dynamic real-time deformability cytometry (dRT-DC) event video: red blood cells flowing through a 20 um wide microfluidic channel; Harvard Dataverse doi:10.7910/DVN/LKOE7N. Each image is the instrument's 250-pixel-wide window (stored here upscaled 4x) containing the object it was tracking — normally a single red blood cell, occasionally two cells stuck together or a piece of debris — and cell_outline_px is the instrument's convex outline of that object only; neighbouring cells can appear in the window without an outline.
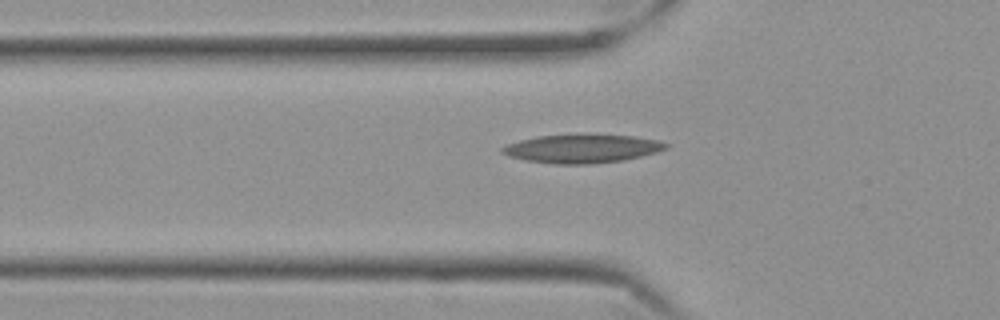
{"species": "Egyptian fruit bat (a non-hibernating species)", "species_latin": "Rousettus aegyptiacus", "temperature_condition": "cold", "stored_images_in_passage": 39, "camera_frame_rate_fps": 3000, "um_per_image_px": 0.085, "frame": {"image": 1, "passage_image": 4, "time_ms": 1.0, "image_size_px": [1000, 320], "cell_outline_px": [[668, 148], [656, 152], [624, 160], [588, 164], [556, 164], [528, 160], [508, 156], [500, 152], [500, 148], [508, 144], [520, 140], [536, 136], [632, 136], [660, 140], [668, 144]], "centroid_in_image_um": [49.47, 12.65], "position_along_channel_um": 76.3, "area_um2": 26.47}}
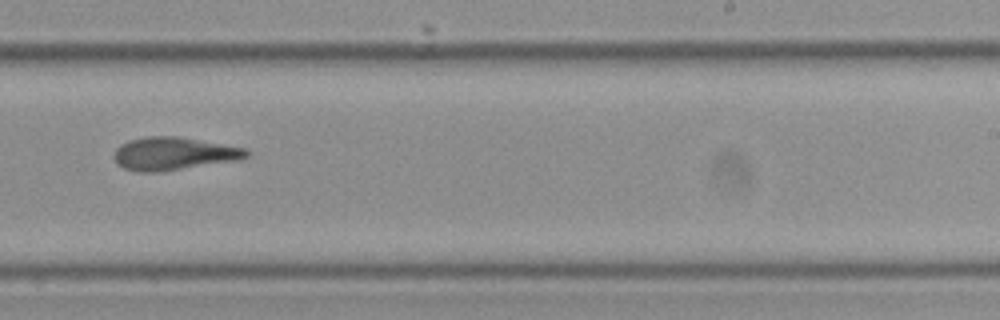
{"frame": {"image": 2, "passage_image": 21, "time_ms": 6.667, "image_size_px": [1000, 320], "cell_outline_px": [[248, 156], [240, 160], [160, 172], [140, 172], [124, 168], [116, 164], [112, 156], [116, 148], [120, 144], [128, 140], [148, 136], [176, 136], [244, 148], [248, 152]], "centroid_in_image_um": [14.7, 13.07], "position_along_channel_um": 274.3, "area_um2": 25.43}}
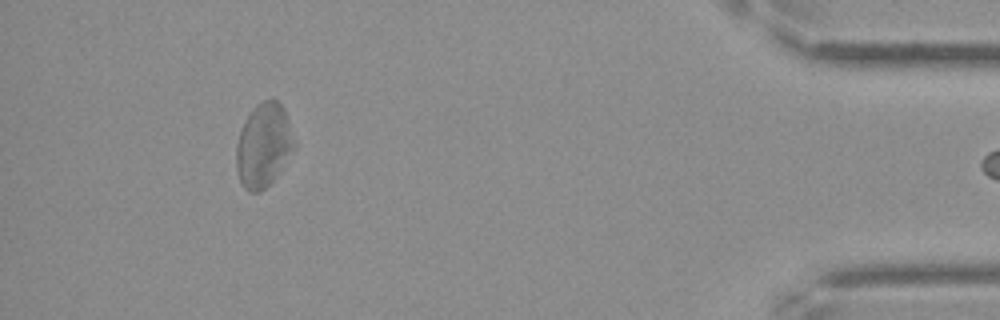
{"frame": {"image": 3, "passage_image": 38, "time_ms": 12.333, "image_size_px": [1000, 320], "cell_outline_px": [[296, 144], [276, 176], [260, 192], [248, 192], [244, 188], [240, 180], [236, 168], [236, 148], [240, 132], [252, 108], [256, 104], [264, 100], [276, 100], [284, 108]], "centroid_in_image_um": [22.39, 12.35], "position_along_channel_um": 412.8, "area_um2": 27.86}}